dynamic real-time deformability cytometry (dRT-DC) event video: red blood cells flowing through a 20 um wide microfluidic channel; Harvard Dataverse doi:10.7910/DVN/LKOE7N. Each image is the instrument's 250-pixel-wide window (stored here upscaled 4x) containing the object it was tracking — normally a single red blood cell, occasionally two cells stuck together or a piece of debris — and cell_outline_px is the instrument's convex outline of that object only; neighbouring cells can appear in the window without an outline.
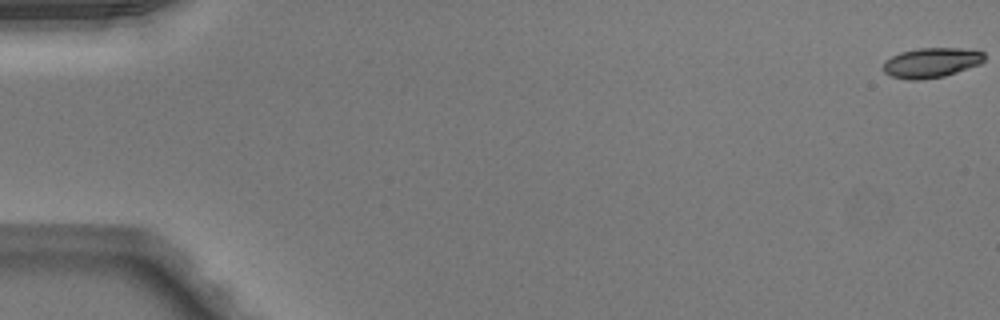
{"species": "Egyptian fruit bat (a non-hibernating species)", "species_latin": "Rousettus aegyptiacus", "temperature_condition": "warm", "stored_images_in_passage": 51, "camera_frame_rate_fps": 3000, "um_per_image_px": 0.085, "animal": {"sex": "male"}, "frame": {"image": 1, "passage_image": 1, "time_ms": 0.0, "image_size_px": [1000, 320], "cell_outline_px": [[984, 60], [980, 64], [944, 76], [920, 80], [908, 80], [892, 76], [884, 72], [884, 60], [900, 52], [916, 48], [976, 48], [984, 52]], "centroid_in_image_um": [79.19, 5.31], "position_along_channel_um": 5.8, "area_um2": 17.8}}
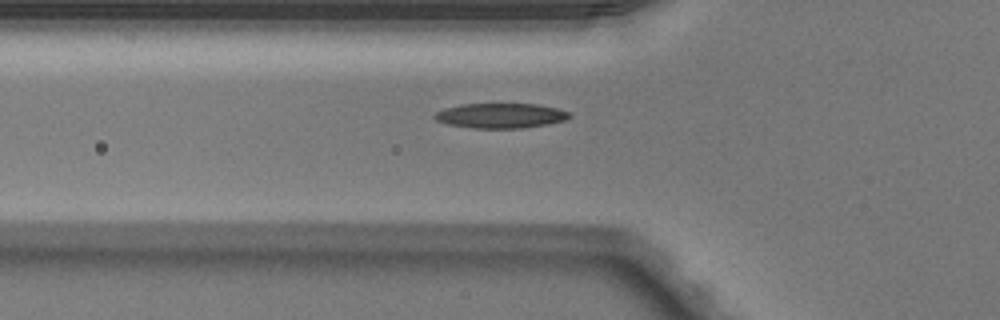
{"frame": {"image": 2, "passage_image": 19, "time_ms": 6.0, "image_size_px": [1000, 320], "cell_outline_px": [[572, 116], [564, 120], [548, 124], [524, 128], [472, 128], [448, 124], [436, 120], [432, 116], [436, 112], [444, 108], [460, 104], [536, 104], [556, 108], [572, 112]], "centroid_in_image_um": [42.56, 9.83], "position_along_channel_um": 83.2, "area_um2": 19.65}}
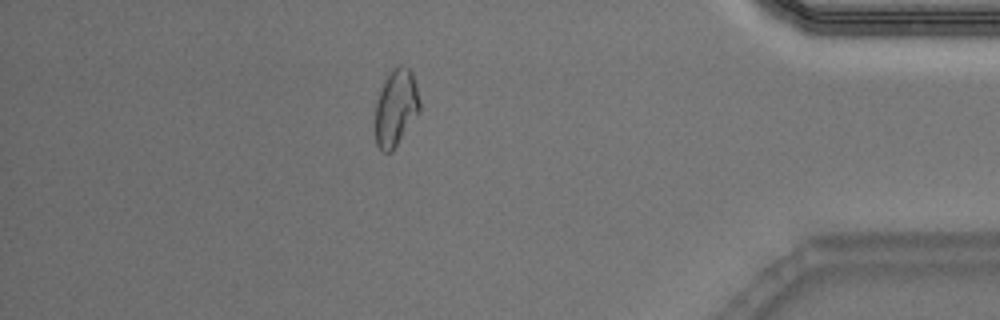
{"frame": {"image": 3, "passage_image": 45, "time_ms": 14.667, "image_size_px": [1000, 320], "cell_outline_px": [[420, 112], [392, 152], [384, 152], [376, 144], [376, 104], [384, 80], [388, 72], [392, 68], [400, 64], [408, 68], [412, 72], [416, 84], [420, 100]], "centroid_in_image_um": [33.67, 9.13], "position_along_channel_um": 401.5, "area_um2": 19.94}, "authors_computed_cell_mechanics": {"area_um2": 19.2474, "velocity_mm_per_s": 4.0723, "shape_relaxation_time_tau1_ms": 5.6215, "shape_relaxation_time_tau2_ms": 4.3892, "deformation_change_tau1": 0.1729, "deformation_change_tau2": 0.1089}}